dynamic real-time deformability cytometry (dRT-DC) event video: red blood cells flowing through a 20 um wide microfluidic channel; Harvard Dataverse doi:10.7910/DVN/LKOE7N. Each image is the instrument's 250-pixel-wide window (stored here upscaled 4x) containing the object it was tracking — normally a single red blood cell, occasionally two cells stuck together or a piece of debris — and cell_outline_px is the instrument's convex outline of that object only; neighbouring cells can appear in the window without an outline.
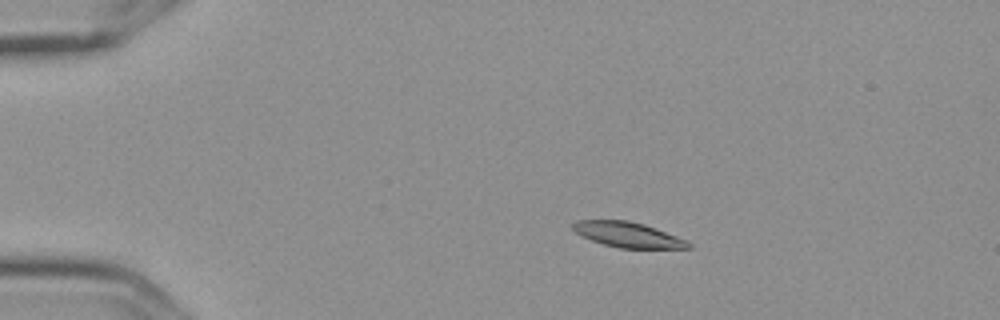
{"species": "Egyptian fruit bat (a non-hibernating species)", "species_latin": "Rousettus aegyptiacus", "temperature_condition": "cold", "stored_images_in_passage": 6, "camera_frame_rate_fps": 3000, "um_per_image_px": 0.085, "frame": {"image": 1, "passage_image": 4, "time_ms": 1.0, "image_size_px": [1000, 320], "cell_outline_px": [[692, 248], [620, 248], [604, 244], [592, 240], [576, 232], [572, 228], [572, 224], [576, 220], [628, 220], [644, 224], [688, 240], [692, 244]], "centroid_in_image_um": [53.41, 19.94], "position_along_channel_um": 31.6, "area_um2": 16.88}}